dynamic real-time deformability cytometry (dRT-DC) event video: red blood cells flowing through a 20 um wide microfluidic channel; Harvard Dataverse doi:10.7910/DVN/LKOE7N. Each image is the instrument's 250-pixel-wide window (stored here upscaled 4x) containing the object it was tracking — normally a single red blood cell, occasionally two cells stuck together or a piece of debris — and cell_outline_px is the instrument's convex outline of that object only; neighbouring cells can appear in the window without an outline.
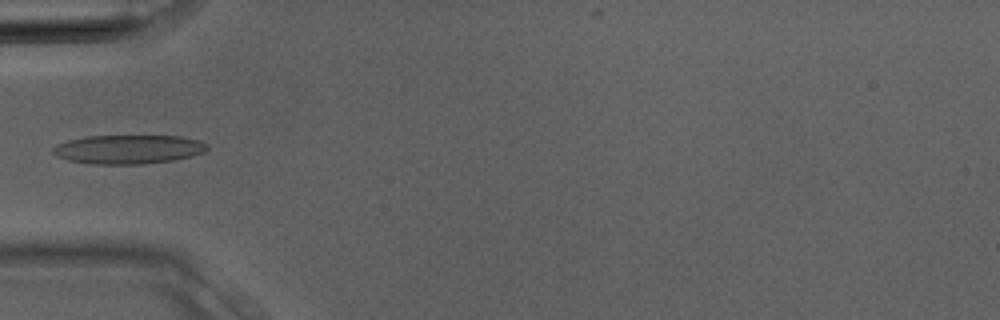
{"species": "Egyptian fruit bat (a non-hibernating species)", "species_latin": "Rousettus aegyptiacus", "temperature_condition": "room temperature", "stored_images_in_passage": 4, "camera_frame_rate_fps": 3000, "um_per_image_px": 0.085, "animal": {"sex": "male"}, "frame": {"image": 1, "passage_image": 4, "time_ms": 1.0, "image_size_px": [1000, 320], "cell_outline_px": [[208, 148], [204, 152], [192, 156], [172, 160], [144, 164], [92, 164], [68, 160], [56, 156], [52, 152], [52, 148], [56, 144], [68, 140], [88, 136], [180, 136], [200, 140], [208, 144]], "centroid_in_image_um": [10.91, 12.69], "position_along_channel_um": 74.1, "area_um2": 26.13}}